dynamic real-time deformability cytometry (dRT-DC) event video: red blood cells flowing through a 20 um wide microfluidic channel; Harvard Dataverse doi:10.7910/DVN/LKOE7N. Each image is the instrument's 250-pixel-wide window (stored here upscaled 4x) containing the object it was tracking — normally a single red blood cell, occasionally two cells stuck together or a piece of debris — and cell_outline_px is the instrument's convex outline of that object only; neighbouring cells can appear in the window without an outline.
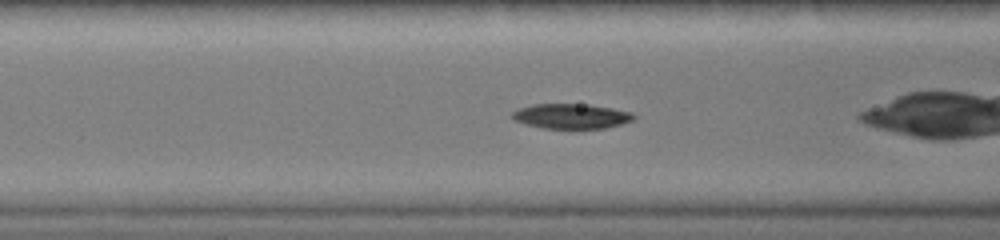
{"species": "common noctule bat (a hibernating species)", "species_latin": "Nyctalus noctula", "temperature_condition": "warm", "stored_images_in_passage": 26, "camera_frame_rate_fps": 3000, "um_per_image_px": 0.085, "animal": {"sex": "female", "body_mass_g": 19.0, "forearm_length_mm": 51.5}, "frame": {"image": 1, "passage_image": 5, "time_ms": 1.333, "image_size_px": [1000, 240], "cell_outline_px": [[636, 116], [632, 120], [620, 124], [604, 128], [572, 132], [540, 128], [524, 124], [512, 120], [512, 112], [520, 108], [536, 104], [576, 104], [612, 108], [632, 112]], "centroid_in_image_um": [48.52, 9.94], "position_along_channel_um": 118.1, "area_um2": 18.38}}
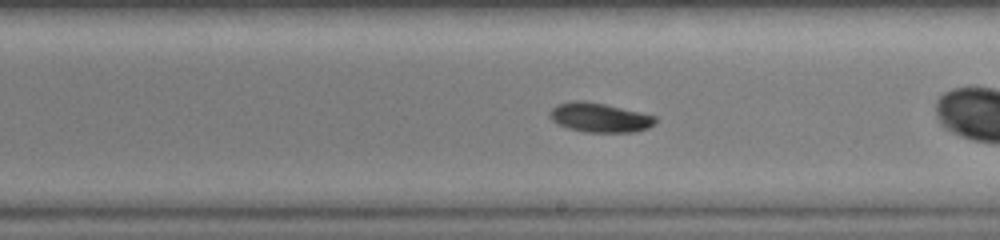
{"frame": {"image": 2, "passage_image": 13, "time_ms": 4.0, "image_size_px": [1000, 240], "cell_outline_px": [[656, 124], [648, 128], [636, 132], [584, 132], [568, 128], [556, 124], [552, 120], [552, 108], [556, 104], [572, 100], [584, 100], [604, 104], [656, 116]], "centroid_in_image_um": [50.98, 10.0], "position_along_channel_um": 238.0, "area_um2": 18.03}}
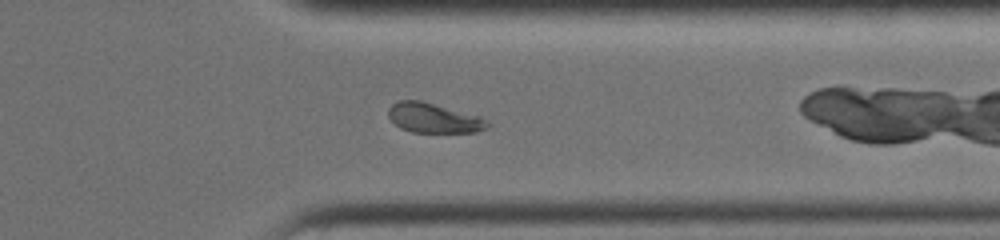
{"frame": {"image": 3, "passage_image": 22, "time_ms": 7.0, "image_size_px": [1000, 240], "cell_outline_px": [[492, 124], [488, 128], [476, 132], [412, 132], [400, 128], [388, 116], [388, 108], [392, 104], [400, 100], [420, 100], [480, 116]], "centroid_in_image_um": [36.88, 10.03], "position_along_channel_um": 374.5, "area_um2": 17.17}, "authors_computed_cell_mechanics": {"area_um2": 18.0336, "velocity_mm_per_s": 4.5172, "shape_relaxation_time_tau1_ms": 2.5596, "shape_relaxation_time_tau2_ms": null, "deformation_change_tau1": 0.1252, "deformation_change_tau2": null}}